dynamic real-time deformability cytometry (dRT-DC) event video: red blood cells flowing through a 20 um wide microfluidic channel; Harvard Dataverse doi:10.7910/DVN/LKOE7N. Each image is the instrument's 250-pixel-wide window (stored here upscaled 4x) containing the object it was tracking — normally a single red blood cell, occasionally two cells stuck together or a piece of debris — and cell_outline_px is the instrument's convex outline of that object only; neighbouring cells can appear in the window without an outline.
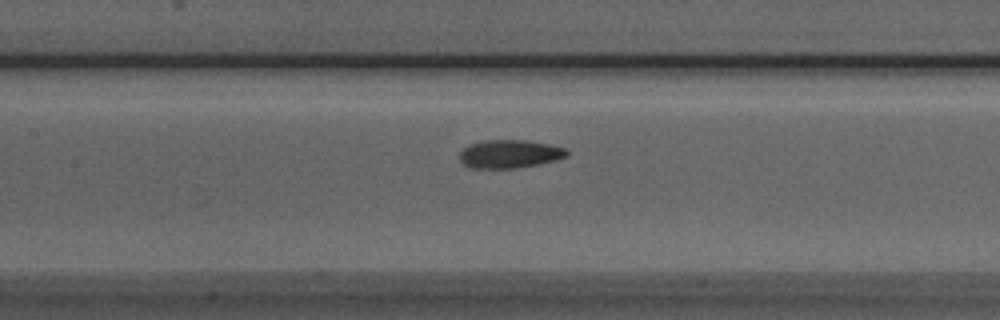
{"species": "Egyptian fruit bat (a non-hibernating species)", "species_latin": "Rousettus aegyptiacus", "temperature_condition": "room temperature", "stored_images_in_passage": 32, "camera_frame_rate_fps": 3000, "um_per_image_px": 0.085, "animal": {"sex": "male"}, "frame": {"image": 1, "passage_image": 9, "time_ms": 2.667, "image_size_px": [1000, 320], "cell_outline_px": [[568, 156], [556, 160], [516, 168], [468, 168], [460, 160], [460, 152], [464, 148], [472, 144], [484, 140], [524, 140], [548, 144], [564, 148], [568, 152]], "centroid_in_image_um": [43.3, 13.09], "position_along_channel_um": 164.1, "area_um2": 17.46}}
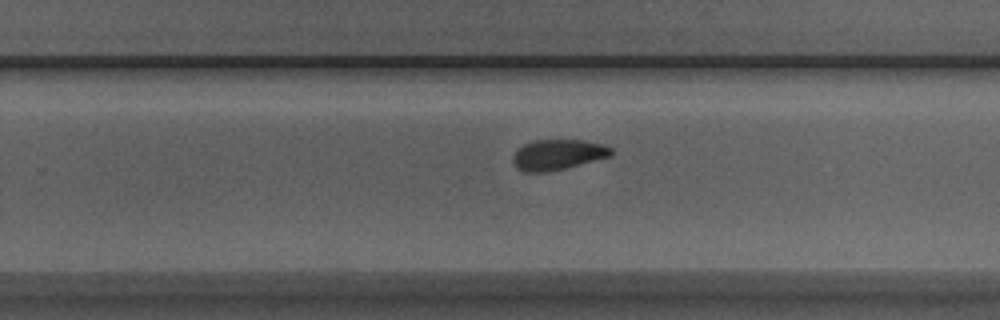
{"frame": {"image": 2, "passage_image": 18, "time_ms": 5.667, "image_size_px": [1000, 320], "cell_outline_px": [[616, 152], [612, 156], [548, 172], [524, 172], [516, 168], [512, 160], [512, 156], [524, 144], [536, 140], [584, 140], [604, 144], [612, 148]], "centroid_in_image_um": [47.45, 13.14], "position_along_channel_um": 282.3, "area_um2": 17.51}}
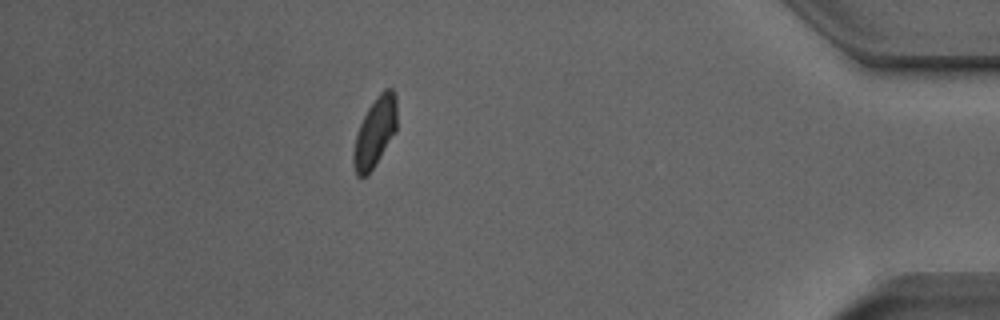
{"frame": {"image": 3, "passage_image": 31, "time_ms": 10.0, "image_size_px": [1000, 320], "cell_outline_px": [[396, 132], [368, 176], [356, 176], [352, 160], [352, 156], [356, 136], [360, 124], [368, 108], [380, 92], [384, 88], [392, 88], [396, 96]], "centroid_in_image_um": [31.87, 11.25], "position_along_channel_um": 403.3, "area_um2": 17.57}}